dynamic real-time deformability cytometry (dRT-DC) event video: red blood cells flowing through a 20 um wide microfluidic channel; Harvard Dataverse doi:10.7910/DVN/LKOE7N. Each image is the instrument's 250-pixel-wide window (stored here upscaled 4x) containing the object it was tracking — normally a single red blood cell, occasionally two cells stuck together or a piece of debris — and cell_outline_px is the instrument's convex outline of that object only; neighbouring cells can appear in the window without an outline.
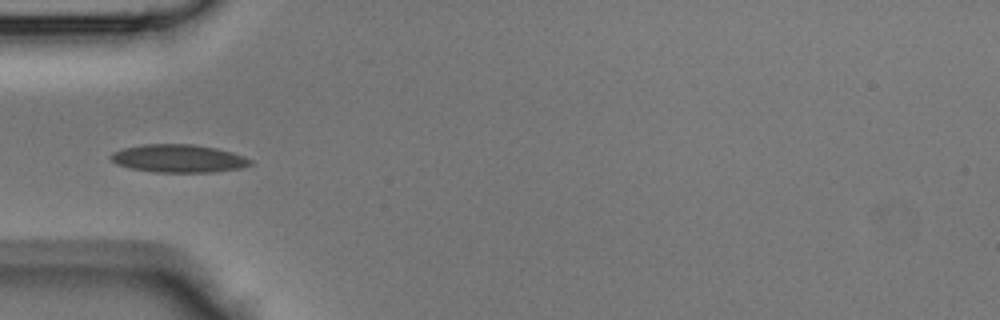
{"species": "Egyptian fruit bat (a non-hibernating species)", "species_latin": "Rousettus aegyptiacus", "temperature_condition": "room temperature", "stored_images_in_passage": 42, "camera_frame_rate_fps": 3000, "um_per_image_px": 0.085, "animal": {"sex": "male"}, "frame": {"image": 1, "passage_image": 13, "time_ms": 4.0, "image_size_px": [1000, 320], "cell_outline_px": [[252, 164], [240, 168], [212, 172], [156, 172], [132, 168], [116, 164], [108, 156], [112, 152], [124, 148], [144, 144], [192, 144], [216, 148], [232, 152], [244, 156], [252, 160]], "centroid_in_image_um": [15.17, 13.46], "position_along_channel_um": 69.8, "area_um2": 22.66}}
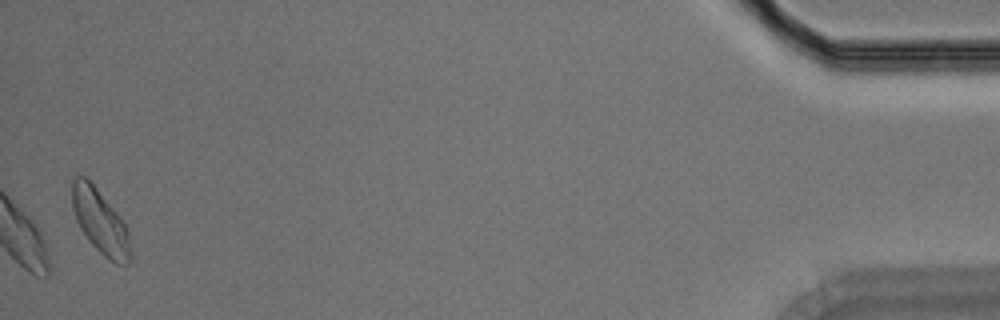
{"frame": {"image": 2, "passage_image": 42, "time_ms": 13.667, "image_size_px": [1000, 320], "cell_outline_px": [[132, 256], [128, 264], [116, 264], [108, 260], [88, 240], [80, 228], [76, 220], [72, 208], [72, 180], [76, 176], [84, 176], [96, 188], [124, 220], [128, 232]], "centroid_in_image_um": [8.53, 18.87], "position_along_channel_um": 426.7, "area_um2": 21.91}}